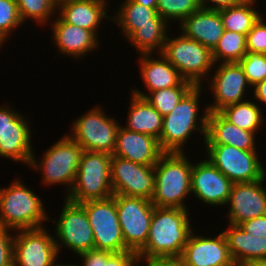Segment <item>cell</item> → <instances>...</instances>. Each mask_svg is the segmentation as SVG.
I'll return each instance as SVG.
<instances>
[{
	"mask_svg": "<svg viewBox=\"0 0 266 266\" xmlns=\"http://www.w3.org/2000/svg\"><path fill=\"white\" fill-rule=\"evenodd\" d=\"M112 252L102 250H91L83 252L77 256L82 259L81 266H105L107 259L112 255Z\"/></svg>",
	"mask_w": 266,
	"mask_h": 266,
	"instance_id": "obj_43",
	"label": "cell"
},
{
	"mask_svg": "<svg viewBox=\"0 0 266 266\" xmlns=\"http://www.w3.org/2000/svg\"><path fill=\"white\" fill-rule=\"evenodd\" d=\"M189 209L155 207L146 244L138 258L181 255L192 228Z\"/></svg>",
	"mask_w": 266,
	"mask_h": 266,
	"instance_id": "obj_1",
	"label": "cell"
},
{
	"mask_svg": "<svg viewBox=\"0 0 266 266\" xmlns=\"http://www.w3.org/2000/svg\"><path fill=\"white\" fill-rule=\"evenodd\" d=\"M263 108L257 102L245 100L236 104L228 105L219 113L230 123L245 130L257 134L264 122Z\"/></svg>",
	"mask_w": 266,
	"mask_h": 266,
	"instance_id": "obj_29",
	"label": "cell"
},
{
	"mask_svg": "<svg viewBox=\"0 0 266 266\" xmlns=\"http://www.w3.org/2000/svg\"><path fill=\"white\" fill-rule=\"evenodd\" d=\"M16 3L23 23L30 19L38 26L46 25L57 13L58 0H16Z\"/></svg>",
	"mask_w": 266,
	"mask_h": 266,
	"instance_id": "obj_34",
	"label": "cell"
},
{
	"mask_svg": "<svg viewBox=\"0 0 266 266\" xmlns=\"http://www.w3.org/2000/svg\"><path fill=\"white\" fill-rule=\"evenodd\" d=\"M239 226L248 234L253 236L266 237V215L256 217L239 224Z\"/></svg>",
	"mask_w": 266,
	"mask_h": 266,
	"instance_id": "obj_44",
	"label": "cell"
},
{
	"mask_svg": "<svg viewBox=\"0 0 266 266\" xmlns=\"http://www.w3.org/2000/svg\"><path fill=\"white\" fill-rule=\"evenodd\" d=\"M146 261V266H191L181 255L138 258V263Z\"/></svg>",
	"mask_w": 266,
	"mask_h": 266,
	"instance_id": "obj_41",
	"label": "cell"
},
{
	"mask_svg": "<svg viewBox=\"0 0 266 266\" xmlns=\"http://www.w3.org/2000/svg\"><path fill=\"white\" fill-rule=\"evenodd\" d=\"M112 197L116 202L125 246L137 253L148 239L154 205L150 200L141 197H128L121 194H114Z\"/></svg>",
	"mask_w": 266,
	"mask_h": 266,
	"instance_id": "obj_11",
	"label": "cell"
},
{
	"mask_svg": "<svg viewBox=\"0 0 266 266\" xmlns=\"http://www.w3.org/2000/svg\"><path fill=\"white\" fill-rule=\"evenodd\" d=\"M233 182L221 173L207 158L193 164L191 172V194L210 206H225Z\"/></svg>",
	"mask_w": 266,
	"mask_h": 266,
	"instance_id": "obj_16",
	"label": "cell"
},
{
	"mask_svg": "<svg viewBox=\"0 0 266 266\" xmlns=\"http://www.w3.org/2000/svg\"><path fill=\"white\" fill-rule=\"evenodd\" d=\"M193 87L194 85L191 82L183 80L178 86L148 92V94L133 87L131 93L145 98L164 117L176 107Z\"/></svg>",
	"mask_w": 266,
	"mask_h": 266,
	"instance_id": "obj_31",
	"label": "cell"
},
{
	"mask_svg": "<svg viewBox=\"0 0 266 266\" xmlns=\"http://www.w3.org/2000/svg\"><path fill=\"white\" fill-rule=\"evenodd\" d=\"M4 42L0 39V48L3 46Z\"/></svg>",
	"mask_w": 266,
	"mask_h": 266,
	"instance_id": "obj_50",
	"label": "cell"
},
{
	"mask_svg": "<svg viewBox=\"0 0 266 266\" xmlns=\"http://www.w3.org/2000/svg\"><path fill=\"white\" fill-rule=\"evenodd\" d=\"M70 133L59 138L57 142L45 150L43 158L36 159L33 151L29 165L33 170L42 174L41 181L45 185H65V194L70 192L80 165L83 148L70 136ZM67 191V192H66Z\"/></svg>",
	"mask_w": 266,
	"mask_h": 266,
	"instance_id": "obj_5",
	"label": "cell"
},
{
	"mask_svg": "<svg viewBox=\"0 0 266 266\" xmlns=\"http://www.w3.org/2000/svg\"><path fill=\"white\" fill-rule=\"evenodd\" d=\"M50 27H52L53 44L62 55L81 59L100 46L99 36L93 31L69 24L58 14L56 19L52 20Z\"/></svg>",
	"mask_w": 266,
	"mask_h": 266,
	"instance_id": "obj_19",
	"label": "cell"
},
{
	"mask_svg": "<svg viewBox=\"0 0 266 266\" xmlns=\"http://www.w3.org/2000/svg\"><path fill=\"white\" fill-rule=\"evenodd\" d=\"M31 131H6L0 137V157L29 165L34 147Z\"/></svg>",
	"mask_w": 266,
	"mask_h": 266,
	"instance_id": "obj_32",
	"label": "cell"
},
{
	"mask_svg": "<svg viewBox=\"0 0 266 266\" xmlns=\"http://www.w3.org/2000/svg\"><path fill=\"white\" fill-rule=\"evenodd\" d=\"M112 155L104 152L83 151L74 184L65 196L68 200L83 203L112 197L110 161Z\"/></svg>",
	"mask_w": 266,
	"mask_h": 266,
	"instance_id": "obj_7",
	"label": "cell"
},
{
	"mask_svg": "<svg viewBox=\"0 0 266 266\" xmlns=\"http://www.w3.org/2000/svg\"><path fill=\"white\" fill-rule=\"evenodd\" d=\"M214 71L208 86L215 100L213 104L208 103L209 112H219L228 105L248 100L245 91L251 85L239 62L219 63L217 68L214 66Z\"/></svg>",
	"mask_w": 266,
	"mask_h": 266,
	"instance_id": "obj_15",
	"label": "cell"
},
{
	"mask_svg": "<svg viewBox=\"0 0 266 266\" xmlns=\"http://www.w3.org/2000/svg\"><path fill=\"white\" fill-rule=\"evenodd\" d=\"M57 266H81V264L80 265H78V264L76 265V264H73V263L72 264L71 263H69V264H65V263L62 264L61 262L60 263L58 262V265Z\"/></svg>",
	"mask_w": 266,
	"mask_h": 266,
	"instance_id": "obj_49",
	"label": "cell"
},
{
	"mask_svg": "<svg viewBox=\"0 0 266 266\" xmlns=\"http://www.w3.org/2000/svg\"><path fill=\"white\" fill-rule=\"evenodd\" d=\"M237 266H266V259L246 260L236 263Z\"/></svg>",
	"mask_w": 266,
	"mask_h": 266,
	"instance_id": "obj_47",
	"label": "cell"
},
{
	"mask_svg": "<svg viewBox=\"0 0 266 266\" xmlns=\"http://www.w3.org/2000/svg\"><path fill=\"white\" fill-rule=\"evenodd\" d=\"M257 1L245 0L238 5L220 9L219 12L224 30L247 35L262 16V12L255 9Z\"/></svg>",
	"mask_w": 266,
	"mask_h": 266,
	"instance_id": "obj_28",
	"label": "cell"
},
{
	"mask_svg": "<svg viewBox=\"0 0 266 266\" xmlns=\"http://www.w3.org/2000/svg\"><path fill=\"white\" fill-rule=\"evenodd\" d=\"M44 207L41 197L18 178L8 187H0V225L13 232L44 227L50 220Z\"/></svg>",
	"mask_w": 266,
	"mask_h": 266,
	"instance_id": "obj_4",
	"label": "cell"
},
{
	"mask_svg": "<svg viewBox=\"0 0 266 266\" xmlns=\"http://www.w3.org/2000/svg\"><path fill=\"white\" fill-rule=\"evenodd\" d=\"M244 1L245 0H199V3L201 8L220 10L230 6L238 5Z\"/></svg>",
	"mask_w": 266,
	"mask_h": 266,
	"instance_id": "obj_45",
	"label": "cell"
},
{
	"mask_svg": "<svg viewBox=\"0 0 266 266\" xmlns=\"http://www.w3.org/2000/svg\"><path fill=\"white\" fill-rule=\"evenodd\" d=\"M120 126L114 116L109 117L102 107L96 106L73 121L69 136L83 150L112 155Z\"/></svg>",
	"mask_w": 266,
	"mask_h": 266,
	"instance_id": "obj_8",
	"label": "cell"
},
{
	"mask_svg": "<svg viewBox=\"0 0 266 266\" xmlns=\"http://www.w3.org/2000/svg\"><path fill=\"white\" fill-rule=\"evenodd\" d=\"M266 176L255 182L233 183L226 206L228 224L239 225L247 220L266 215Z\"/></svg>",
	"mask_w": 266,
	"mask_h": 266,
	"instance_id": "obj_17",
	"label": "cell"
},
{
	"mask_svg": "<svg viewBox=\"0 0 266 266\" xmlns=\"http://www.w3.org/2000/svg\"><path fill=\"white\" fill-rule=\"evenodd\" d=\"M140 54V75L148 92L178 86L184 79L178 70L161 54Z\"/></svg>",
	"mask_w": 266,
	"mask_h": 266,
	"instance_id": "obj_24",
	"label": "cell"
},
{
	"mask_svg": "<svg viewBox=\"0 0 266 266\" xmlns=\"http://www.w3.org/2000/svg\"><path fill=\"white\" fill-rule=\"evenodd\" d=\"M253 88V96L254 99L257 100L258 104H265L266 105V79L257 83Z\"/></svg>",
	"mask_w": 266,
	"mask_h": 266,
	"instance_id": "obj_46",
	"label": "cell"
},
{
	"mask_svg": "<svg viewBox=\"0 0 266 266\" xmlns=\"http://www.w3.org/2000/svg\"><path fill=\"white\" fill-rule=\"evenodd\" d=\"M137 253L124 251L113 253L106 261L105 266H139Z\"/></svg>",
	"mask_w": 266,
	"mask_h": 266,
	"instance_id": "obj_42",
	"label": "cell"
},
{
	"mask_svg": "<svg viewBox=\"0 0 266 266\" xmlns=\"http://www.w3.org/2000/svg\"><path fill=\"white\" fill-rule=\"evenodd\" d=\"M119 7L111 21L120 26L122 36L126 39L140 26L168 23L156 9L145 7L134 0H125Z\"/></svg>",
	"mask_w": 266,
	"mask_h": 266,
	"instance_id": "obj_27",
	"label": "cell"
},
{
	"mask_svg": "<svg viewBox=\"0 0 266 266\" xmlns=\"http://www.w3.org/2000/svg\"><path fill=\"white\" fill-rule=\"evenodd\" d=\"M210 162L233 183L255 182L266 176L257 150L225 144H204Z\"/></svg>",
	"mask_w": 266,
	"mask_h": 266,
	"instance_id": "obj_9",
	"label": "cell"
},
{
	"mask_svg": "<svg viewBox=\"0 0 266 266\" xmlns=\"http://www.w3.org/2000/svg\"><path fill=\"white\" fill-rule=\"evenodd\" d=\"M61 215L55 224L54 240L58 254L62 246L79 255L95 250L94 236L87 213L80 203L65 198Z\"/></svg>",
	"mask_w": 266,
	"mask_h": 266,
	"instance_id": "obj_10",
	"label": "cell"
},
{
	"mask_svg": "<svg viewBox=\"0 0 266 266\" xmlns=\"http://www.w3.org/2000/svg\"><path fill=\"white\" fill-rule=\"evenodd\" d=\"M110 181L113 194L152 200L155 192L154 166H146L112 155Z\"/></svg>",
	"mask_w": 266,
	"mask_h": 266,
	"instance_id": "obj_14",
	"label": "cell"
},
{
	"mask_svg": "<svg viewBox=\"0 0 266 266\" xmlns=\"http://www.w3.org/2000/svg\"><path fill=\"white\" fill-rule=\"evenodd\" d=\"M80 204L84 207L92 227L95 250L112 253L130 251L124 243L113 197Z\"/></svg>",
	"mask_w": 266,
	"mask_h": 266,
	"instance_id": "obj_12",
	"label": "cell"
},
{
	"mask_svg": "<svg viewBox=\"0 0 266 266\" xmlns=\"http://www.w3.org/2000/svg\"><path fill=\"white\" fill-rule=\"evenodd\" d=\"M13 239V266H57L54 236L44 227L18 230ZM57 262V264H56Z\"/></svg>",
	"mask_w": 266,
	"mask_h": 266,
	"instance_id": "obj_13",
	"label": "cell"
},
{
	"mask_svg": "<svg viewBox=\"0 0 266 266\" xmlns=\"http://www.w3.org/2000/svg\"><path fill=\"white\" fill-rule=\"evenodd\" d=\"M167 36L161 54L178 70L181 77L194 86H203L205 78L212 76L211 70L216 65L212 50L199 42L178 34Z\"/></svg>",
	"mask_w": 266,
	"mask_h": 266,
	"instance_id": "obj_6",
	"label": "cell"
},
{
	"mask_svg": "<svg viewBox=\"0 0 266 266\" xmlns=\"http://www.w3.org/2000/svg\"><path fill=\"white\" fill-rule=\"evenodd\" d=\"M134 1L141 5H144L145 7L156 9L157 0H134Z\"/></svg>",
	"mask_w": 266,
	"mask_h": 266,
	"instance_id": "obj_48",
	"label": "cell"
},
{
	"mask_svg": "<svg viewBox=\"0 0 266 266\" xmlns=\"http://www.w3.org/2000/svg\"><path fill=\"white\" fill-rule=\"evenodd\" d=\"M9 228L0 225V266H13L14 235Z\"/></svg>",
	"mask_w": 266,
	"mask_h": 266,
	"instance_id": "obj_40",
	"label": "cell"
},
{
	"mask_svg": "<svg viewBox=\"0 0 266 266\" xmlns=\"http://www.w3.org/2000/svg\"><path fill=\"white\" fill-rule=\"evenodd\" d=\"M228 225V229L222 232L235 264L246 260L266 259V237H255L246 233L239 225Z\"/></svg>",
	"mask_w": 266,
	"mask_h": 266,
	"instance_id": "obj_26",
	"label": "cell"
},
{
	"mask_svg": "<svg viewBox=\"0 0 266 266\" xmlns=\"http://www.w3.org/2000/svg\"><path fill=\"white\" fill-rule=\"evenodd\" d=\"M255 139L256 133L235 126L219 112H209L203 144H225L241 150H258Z\"/></svg>",
	"mask_w": 266,
	"mask_h": 266,
	"instance_id": "obj_23",
	"label": "cell"
},
{
	"mask_svg": "<svg viewBox=\"0 0 266 266\" xmlns=\"http://www.w3.org/2000/svg\"><path fill=\"white\" fill-rule=\"evenodd\" d=\"M201 8L199 0H157V13L168 23L172 20L178 24ZM171 20V21H170Z\"/></svg>",
	"mask_w": 266,
	"mask_h": 266,
	"instance_id": "obj_35",
	"label": "cell"
},
{
	"mask_svg": "<svg viewBox=\"0 0 266 266\" xmlns=\"http://www.w3.org/2000/svg\"><path fill=\"white\" fill-rule=\"evenodd\" d=\"M165 152L159 139L120 126L112 155L146 166H155Z\"/></svg>",
	"mask_w": 266,
	"mask_h": 266,
	"instance_id": "obj_20",
	"label": "cell"
},
{
	"mask_svg": "<svg viewBox=\"0 0 266 266\" xmlns=\"http://www.w3.org/2000/svg\"><path fill=\"white\" fill-rule=\"evenodd\" d=\"M190 161L185 152H165L158 159L154 166L155 192L151 200L155 207L188 209L184 201L191 195L193 163Z\"/></svg>",
	"mask_w": 266,
	"mask_h": 266,
	"instance_id": "obj_3",
	"label": "cell"
},
{
	"mask_svg": "<svg viewBox=\"0 0 266 266\" xmlns=\"http://www.w3.org/2000/svg\"><path fill=\"white\" fill-rule=\"evenodd\" d=\"M179 26L180 33L211 50L218 44L224 32L219 10L200 8L183 19Z\"/></svg>",
	"mask_w": 266,
	"mask_h": 266,
	"instance_id": "obj_22",
	"label": "cell"
},
{
	"mask_svg": "<svg viewBox=\"0 0 266 266\" xmlns=\"http://www.w3.org/2000/svg\"><path fill=\"white\" fill-rule=\"evenodd\" d=\"M246 49L266 54V21L263 15L246 35Z\"/></svg>",
	"mask_w": 266,
	"mask_h": 266,
	"instance_id": "obj_39",
	"label": "cell"
},
{
	"mask_svg": "<svg viewBox=\"0 0 266 266\" xmlns=\"http://www.w3.org/2000/svg\"><path fill=\"white\" fill-rule=\"evenodd\" d=\"M247 52L246 35L224 30L218 44L212 50L215 64L239 62Z\"/></svg>",
	"mask_w": 266,
	"mask_h": 266,
	"instance_id": "obj_33",
	"label": "cell"
},
{
	"mask_svg": "<svg viewBox=\"0 0 266 266\" xmlns=\"http://www.w3.org/2000/svg\"><path fill=\"white\" fill-rule=\"evenodd\" d=\"M181 256L191 266H233L228 243L223 232L217 236H199L192 231Z\"/></svg>",
	"mask_w": 266,
	"mask_h": 266,
	"instance_id": "obj_18",
	"label": "cell"
},
{
	"mask_svg": "<svg viewBox=\"0 0 266 266\" xmlns=\"http://www.w3.org/2000/svg\"><path fill=\"white\" fill-rule=\"evenodd\" d=\"M108 0H58L57 14L67 23L93 31L97 36L107 15Z\"/></svg>",
	"mask_w": 266,
	"mask_h": 266,
	"instance_id": "obj_21",
	"label": "cell"
},
{
	"mask_svg": "<svg viewBox=\"0 0 266 266\" xmlns=\"http://www.w3.org/2000/svg\"><path fill=\"white\" fill-rule=\"evenodd\" d=\"M130 106L126 126L123 128L160 138L163 116L143 97L130 94Z\"/></svg>",
	"mask_w": 266,
	"mask_h": 266,
	"instance_id": "obj_25",
	"label": "cell"
},
{
	"mask_svg": "<svg viewBox=\"0 0 266 266\" xmlns=\"http://www.w3.org/2000/svg\"><path fill=\"white\" fill-rule=\"evenodd\" d=\"M202 86H194L176 105V107L163 117L159 144L164 152L183 153L184 145L194 132H200L205 141L206 126L209 115L207 106L199 114ZM199 130V131H198Z\"/></svg>",
	"mask_w": 266,
	"mask_h": 266,
	"instance_id": "obj_2",
	"label": "cell"
},
{
	"mask_svg": "<svg viewBox=\"0 0 266 266\" xmlns=\"http://www.w3.org/2000/svg\"><path fill=\"white\" fill-rule=\"evenodd\" d=\"M20 18L16 0H0V39L6 43L11 33L20 28ZM14 29V30H13Z\"/></svg>",
	"mask_w": 266,
	"mask_h": 266,
	"instance_id": "obj_36",
	"label": "cell"
},
{
	"mask_svg": "<svg viewBox=\"0 0 266 266\" xmlns=\"http://www.w3.org/2000/svg\"><path fill=\"white\" fill-rule=\"evenodd\" d=\"M28 119L8 104L0 106V137L6 131H32Z\"/></svg>",
	"mask_w": 266,
	"mask_h": 266,
	"instance_id": "obj_38",
	"label": "cell"
},
{
	"mask_svg": "<svg viewBox=\"0 0 266 266\" xmlns=\"http://www.w3.org/2000/svg\"><path fill=\"white\" fill-rule=\"evenodd\" d=\"M169 25L171 24L140 26L126 41L130 42L134 48L136 47L140 54H155L154 51L159 54L166 42Z\"/></svg>",
	"mask_w": 266,
	"mask_h": 266,
	"instance_id": "obj_30",
	"label": "cell"
},
{
	"mask_svg": "<svg viewBox=\"0 0 266 266\" xmlns=\"http://www.w3.org/2000/svg\"><path fill=\"white\" fill-rule=\"evenodd\" d=\"M239 63L252 87L266 79V54L247 51Z\"/></svg>",
	"mask_w": 266,
	"mask_h": 266,
	"instance_id": "obj_37",
	"label": "cell"
}]
</instances>
